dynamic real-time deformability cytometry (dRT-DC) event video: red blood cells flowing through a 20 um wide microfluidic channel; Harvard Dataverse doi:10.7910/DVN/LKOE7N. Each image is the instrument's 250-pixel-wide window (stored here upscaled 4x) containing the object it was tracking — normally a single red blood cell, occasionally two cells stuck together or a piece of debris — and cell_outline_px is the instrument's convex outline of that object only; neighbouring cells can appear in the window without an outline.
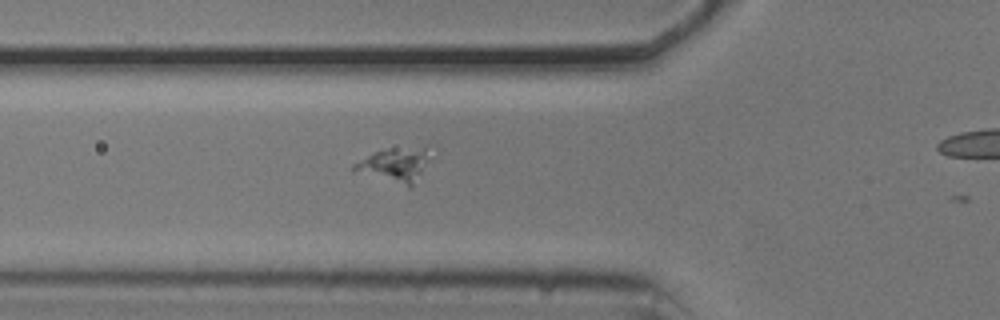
{"species": "common noctule bat (a hibernating species)", "species_latin": "Nyctalus noctula", "temperature_condition": "cold", "stored_images_in_passage": 29, "camera_frame_rate_fps": 3000, "um_per_image_px": 0.085, "animal": {"sex": "male", "body_mass_g": 20.5, "forearm_length_mm": 52.5}, "frame": {"image": 1, "passage_image": 3, "time_ms": 0.667, "image_size_px": [1000, 320], "cell_outline_px": [[436, 144], [432, 156], [412, 188], [408, 188], [352, 172], [352, 164], [376, 152], [388, 148], [428, 144]], "centroid_in_image_um": [33.69, 13.98], "position_along_channel_um": 92.1, "area_um2": 16.53}}
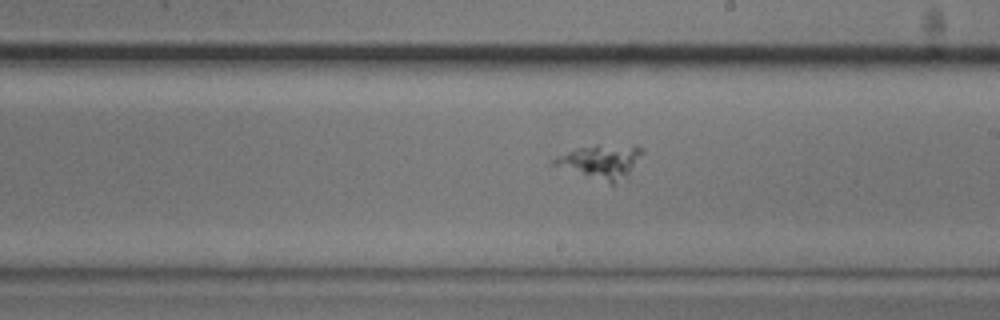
{"frame": {"image": 2, "passage_image": 15, "time_ms": 4.667, "image_size_px": [1000, 320], "cell_outline_px": [[644, 152], [628, 172], [624, 176], [612, 184], [608, 184], [552, 164], [552, 160], [568, 152], [580, 148], [596, 144], [636, 144]], "centroid_in_image_um": [51.1, 13.69], "position_along_channel_um": 237.9, "area_um2": 16.99}}
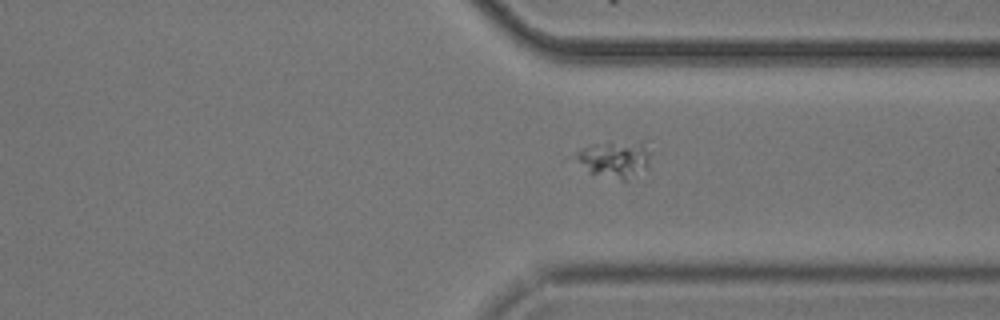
{"frame": {"image": 3, "passage_image": 25, "time_ms": 8.0, "image_size_px": [1000, 320], "cell_outline_px": [[652, 152], [648, 168], [624, 184], [588, 172], [572, 156], [580, 148], [588, 144], [648, 140]], "centroid_in_image_um": [52.32, 13.55], "position_along_channel_um": 359.1, "area_um2": 17.4}}